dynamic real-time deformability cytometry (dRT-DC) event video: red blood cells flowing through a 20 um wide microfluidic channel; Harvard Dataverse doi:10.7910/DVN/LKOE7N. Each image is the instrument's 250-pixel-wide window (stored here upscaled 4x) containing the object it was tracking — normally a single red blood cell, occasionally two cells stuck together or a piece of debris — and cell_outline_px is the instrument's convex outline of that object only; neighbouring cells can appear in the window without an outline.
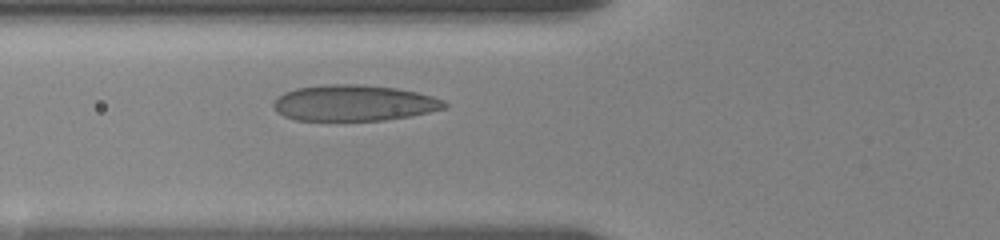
{"species": "human", "species_latin": "Homo sapiens", "temperature_condition": "room temperature", "stored_images_in_passage": 5, "camera_frame_rate_fps": 3000, "um_per_image_px": 0.085, "donor": {"sex": "female"}, "frame": {"image": 1, "passage_image": 5, "time_ms": 3.667, "image_size_px": [1000, 240], "cell_outline_px": [[448, 104], [444, 108], [412, 116], [384, 120], [296, 120], [284, 116], [276, 112], [272, 104], [284, 92], [296, 88], [328, 84], [356, 84], [396, 88], [416, 92], [432, 96], [444, 100]], "centroid_in_image_um": [30.08, 8.75], "position_along_channel_um": 95.7, "area_um2": 35.72}}